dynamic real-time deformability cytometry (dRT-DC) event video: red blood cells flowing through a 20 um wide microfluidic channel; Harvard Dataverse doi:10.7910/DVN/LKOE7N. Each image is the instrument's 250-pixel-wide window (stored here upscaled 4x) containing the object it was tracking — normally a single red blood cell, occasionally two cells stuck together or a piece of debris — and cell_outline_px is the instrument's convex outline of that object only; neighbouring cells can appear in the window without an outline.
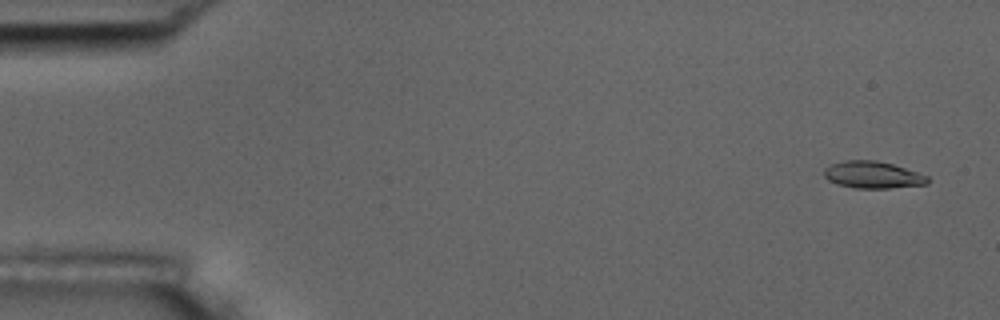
{"species": "common noctule bat (a hibernating species)", "species_latin": "Nyctalus noctula", "temperature_condition": "room temperature", "stored_images_in_passage": 2, "camera_frame_rate_fps": 3000, "um_per_image_px": 0.085, "animal": {"sex": "male", "body_mass_g": 17.5, "forearm_length_mm": 52.3}, "frame": {"image": 1, "passage_image": 2, "time_ms": 7.667, "image_size_px": [1000, 320], "cell_outline_px": [[928, 184], [888, 188], [856, 188], [836, 184], [828, 180], [824, 176], [824, 168], [832, 164], [844, 160], [876, 160], [892, 164], [928, 176]], "centroid_in_image_um": [74.15, 14.86], "position_along_channel_um": 10.9, "area_um2": 16.18}}